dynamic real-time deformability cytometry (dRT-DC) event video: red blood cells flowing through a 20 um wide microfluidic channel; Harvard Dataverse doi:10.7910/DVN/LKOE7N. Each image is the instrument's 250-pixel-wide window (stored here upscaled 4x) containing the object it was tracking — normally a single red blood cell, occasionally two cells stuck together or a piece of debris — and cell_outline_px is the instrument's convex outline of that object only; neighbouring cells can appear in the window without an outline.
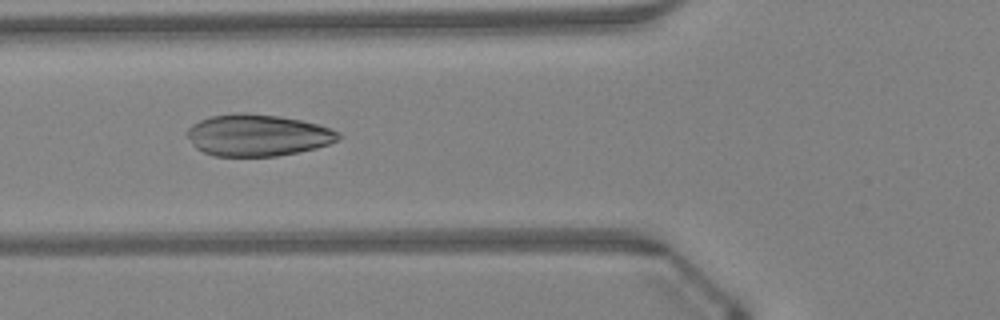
{"species": "Egyptian fruit bat (a non-hibernating species)", "species_latin": "Rousettus aegyptiacus", "temperature_condition": "warm", "stored_images_in_passage": 42, "camera_frame_rate_fps": 3000, "um_per_image_px": 0.085, "animal": {"sex": "female"}, "frame": {"image": 1, "passage_image": 13, "time_ms": 4.0, "image_size_px": [1000, 320], "cell_outline_px": [[344, 136], [328, 144], [316, 148], [276, 156], [216, 156], [204, 152], [196, 148], [192, 144], [188, 136], [188, 128], [192, 124], [200, 120], [212, 116], [236, 112], [244, 112], [276, 116], [300, 120], [316, 124], [340, 132]], "centroid_in_image_um": [21.89, 11.49], "position_along_channel_um": 103.9, "area_um2": 36.53}}
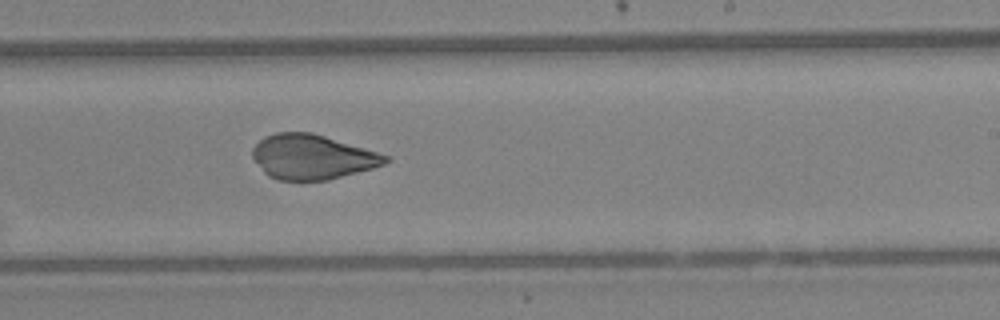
{"frame": {"image": 2, "passage_image": 24, "time_ms": 7.667, "image_size_px": [1000, 320], "cell_outline_px": [[392, 160], [384, 164], [372, 168], [328, 180], [276, 180], [268, 176], [264, 172], [252, 156], [252, 148], [264, 136], [276, 132], [312, 132], [392, 156]], "centroid_in_image_um": [26.55, 13.33], "position_along_channel_um": 262.4, "area_um2": 34.74}}
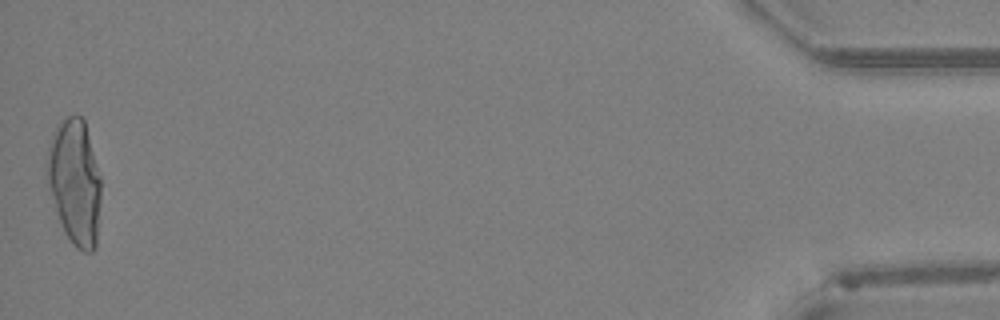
{"frame": {"image": 3, "passage_image": 42, "time_ms": 13.667, "image_size_px": [1000, 320], "cell_outline_px": [[100, 200], [96, 248], [92, 252], [84, 252], [76, 248], [72, 244], [64, 232], [44, 172], [44, 164], [48, 144], [56, 124], [60, 120], [76, 112], [84, 120], [100, 176]], "centroid_in_image_um": [6.32, 15.43], "position_along_channel_um": 428.9, "area_um2": 39.82}}